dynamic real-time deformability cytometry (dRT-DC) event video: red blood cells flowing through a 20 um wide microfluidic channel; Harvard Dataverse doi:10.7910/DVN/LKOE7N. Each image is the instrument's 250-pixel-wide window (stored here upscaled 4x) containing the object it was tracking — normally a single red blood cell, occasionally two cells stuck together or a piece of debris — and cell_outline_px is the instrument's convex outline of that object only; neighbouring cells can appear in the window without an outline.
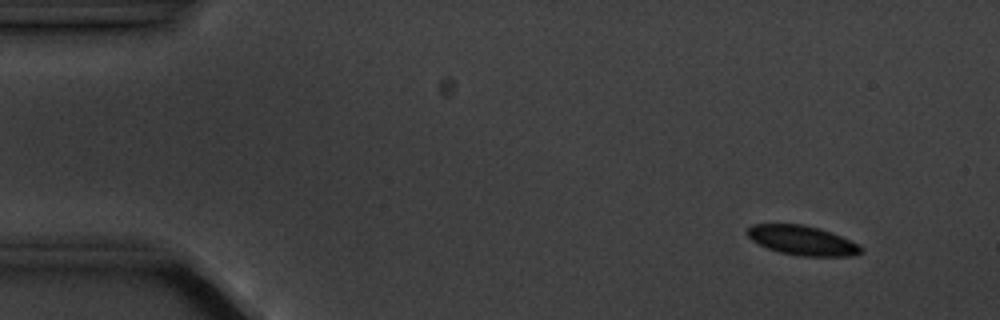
{"species": "common noctule bat (a hibernating species)", "species_latin": "Nyctalus noctula", "temperature_condition": "cold", "stored_images_in_passage": 5, "camera_frame_rate_fps": 3000, "um_per_image_px": 0.085, "animal": {"sex": "male", "body_mass_g": 20.1, "forearm_length_mm": 53.5}, "frame": {"image": 1, "passage_image": 2, "time_ms": 1.0, "image_size_px": [1000, 320], "cell_outline_px": [[864, 252], [852, 256], [800, 256], [780, 252], [768, 248], [752, 240], [744, 232], [752, 224], [800, 224], [820, 228], [860, 244], [864, 248]], "centroid_in_image_um": [68.22, 20.44], "position_along_channel_um": 16.8, "area_um2": 19.59}}
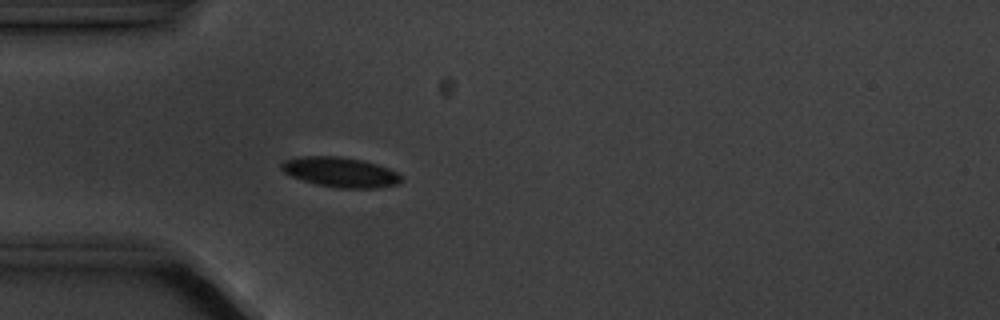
{"frame": {"image": 2, "passage_image": 5, "time_ms": 4.667, "image_size_px": [1000, 320], "cell_outline_px": [[400, 180], [396, 184], [376, 188], [336, 188], [316, 184], [292, 176], [284, 172], [280, 168], [280, 164], [284, 160], [300, 156], [340, 156], [364, 160], [388, 168], [396, 172], [400, 176]], "centroid_in_image_um": [28.89, 14.62], "position_along_channel_um": 56.1, "area_um2": 20.81}}